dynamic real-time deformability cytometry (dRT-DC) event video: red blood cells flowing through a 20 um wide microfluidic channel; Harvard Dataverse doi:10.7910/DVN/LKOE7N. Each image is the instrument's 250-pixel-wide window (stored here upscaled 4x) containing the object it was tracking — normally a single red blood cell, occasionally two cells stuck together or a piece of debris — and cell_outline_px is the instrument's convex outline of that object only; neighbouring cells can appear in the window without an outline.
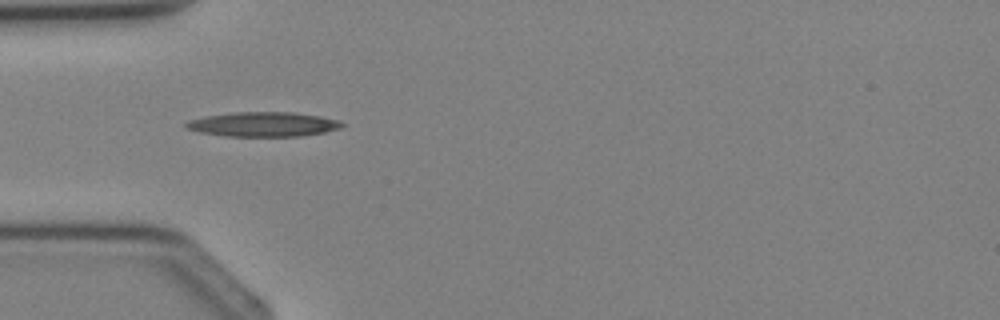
{"species": "Egyptian fruit bat (a non-hibernating species)", "species_latin": "Rousettus aegyptiacus", "temperature_condition": "cold", "stored_images_in_passage": 4, "camera_frame_rate_fps": 3000, "um_per_image_px": 0.085, "animal": {"sex": "female"}, "frame": {"image": 1, "passage_image": 4, "time_ms": 3.667, "image_size_px": [1000, 320], "cell_outline_px": [[344, 124], [340, 128], [324, 132], [300, 136], [224, 136], [200, 132], [184, 128], [184, 124], [188, 120], [204, 116], [232, 112], [292, 112], [320, 116], [336, 120]], "centroid_in_image_um": [22.3, 10.56], "position_along_channel_um": 62.7, "area_um2": 22.31}}